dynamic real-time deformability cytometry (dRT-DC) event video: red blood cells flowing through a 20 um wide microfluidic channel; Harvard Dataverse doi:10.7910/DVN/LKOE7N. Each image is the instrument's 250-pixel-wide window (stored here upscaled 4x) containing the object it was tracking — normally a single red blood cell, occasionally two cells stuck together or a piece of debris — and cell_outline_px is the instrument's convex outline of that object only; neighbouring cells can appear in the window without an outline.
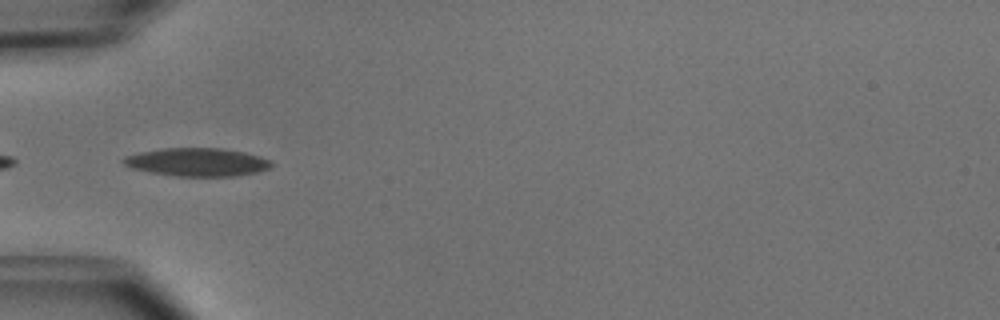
{"species": "common noctule bat (a hibernating species)", "species_latin": "Nyctalus noctula", "temperature_condition": "cold", "stored_images_in_passage": 22, "camera_frame_rate_fps": 3000, "um_per_image_px": 0.085, "animal": {"sex": "male", "body_mass_g": 15.6}, "frame": {"image": 1, "passage_image": 16, "time_ms": 5.0, "image_size_px": [1000, 320], "cell_outline_px": [[272, 164], [268, 168], [256, 172], [236, 176], [176, 176], [152, 172], [132, 168], [124, 164], [120, 160], [124, 156], [140, 152], [160, 148], [220, 148], [244, 152], [260, 156], [268, 160]], "centroid_in_image_um": [16.72, 13.77], "position_along_channel_um": 68.3, "area_um2": 24.16}}